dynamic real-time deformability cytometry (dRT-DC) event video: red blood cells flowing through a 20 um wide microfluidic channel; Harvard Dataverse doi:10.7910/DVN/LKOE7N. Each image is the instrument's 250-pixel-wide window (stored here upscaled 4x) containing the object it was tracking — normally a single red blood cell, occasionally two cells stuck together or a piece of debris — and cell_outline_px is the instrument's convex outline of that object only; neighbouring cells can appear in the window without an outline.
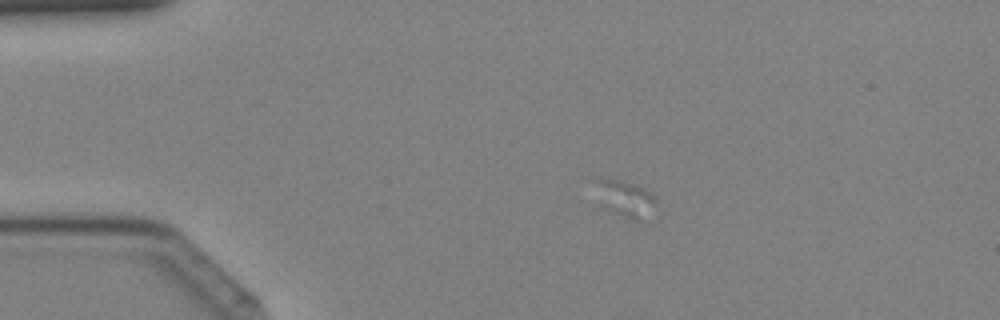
{"species": "Egyptian fruit bat (a non-hibernating species)", "species_latin": "Rousettus aegyptiacus", "temperature_condition": "cold", "stored_images_in_passage": 13, "camera_frame_rate_fps": 3000, "um_per_image_px": 0.085, "animal": {"sex": "female"}, "frame": {"image": 1, "passage_image": 4, "time_ms": 1.0, "image_size_px": [1000, 320], "cell_outline_px": [[656, 200], [636, 216], [624, 216], [616, 212], [612, 208], [592, 180], [592, 176], [600, 176], [632, 184], [652, 192], [656, 196]], "centroid_in_image_um": [53.07, 16.66], "position_along_channel_um": 31.9, "area_um2": 10.69}}